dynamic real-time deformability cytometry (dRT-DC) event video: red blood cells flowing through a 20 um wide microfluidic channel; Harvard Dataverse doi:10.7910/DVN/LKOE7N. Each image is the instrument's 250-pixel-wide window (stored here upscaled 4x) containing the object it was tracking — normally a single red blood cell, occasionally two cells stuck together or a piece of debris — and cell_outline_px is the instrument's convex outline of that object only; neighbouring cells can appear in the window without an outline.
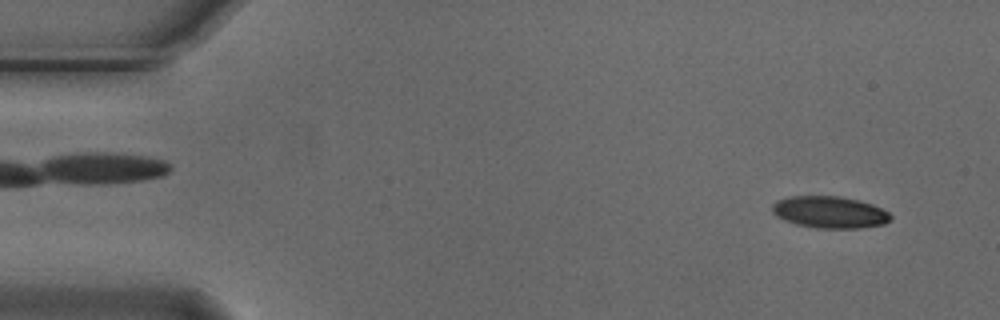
{"species": "Egyptian fruit bat (a non-hibernating species)", "species_latin": "Rousettus aegyptiacus", "temperature_condition": "cold", "stored_images_in_passage": 23, "camera_frame_rate_fps": 3000, "um_per_image_px": 0.085, "animal": {"sex": "male"}, "frame": {"image": 1, "passage_image": 3, "time_ms": 0.667, "image_size_px": [1000, 320], "cell_outline_px": [[892, 220], [884, 224], [860, 228], [816, 228], [796, 224], [784, 220], [776, 216], [772, 212], [772, 204], [776, 200], [788, 196], [840, 196], [860, 200], [872, 204], [888, 212], [892, 216]], "centroid_in_image_um": [70.51, 18.03], "position_along_channel_um": 14.5, "area_um2": 22.2}}
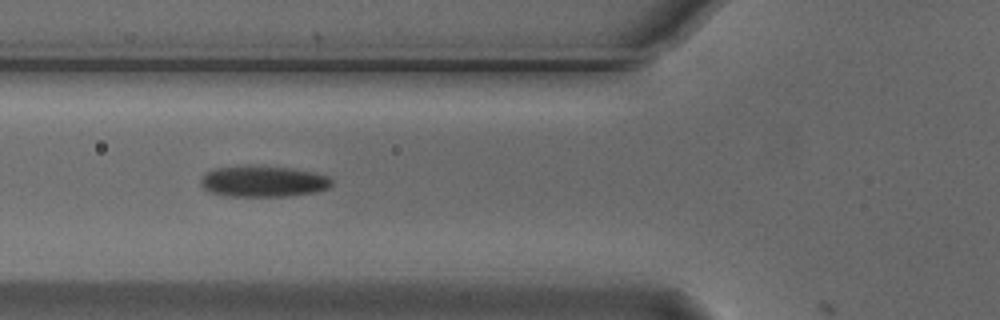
{"frame": {"image": 2, "passage_image": 19, "time_ms": 6.0, "image_size_px": [1000, 320], "cell_outline_px": [[332, 184], [328, 188], [316, 192], [288, 196], [228, 196], [208, 192], [200, 184], [200, 176], [204, 172], [212, 168], [248, 164], [264, 164], [292, 168], [312, 172], [328, 176], [332, 180]], "centroid_in_image_um": [22.31, 15.38], "position_along_channel_um": 103.5, "area_um2": 24.57}}
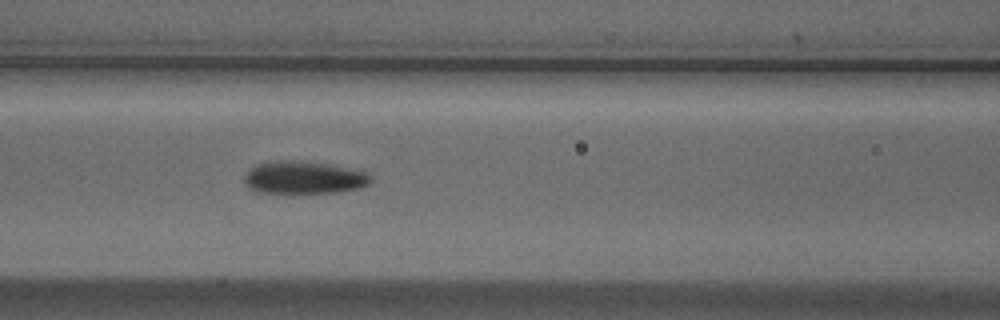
{"frame": {"image": 3, "passage_image": 22, "time_ms": 7.0, "image_size_px": [1000, 320], "cell_outline_px": [[372, 180], [368, 184], [360, 188], [336, 192], [260, 192], [248, 188], [244, 184], [244, 176], [256, 164], [276, 160], [300, 160], [332, 164], [368, 172]], "centroid_in_image_um": [25.84, 15.07], "position_along_channel_um": 140.8, "area_um2": 24.1}}